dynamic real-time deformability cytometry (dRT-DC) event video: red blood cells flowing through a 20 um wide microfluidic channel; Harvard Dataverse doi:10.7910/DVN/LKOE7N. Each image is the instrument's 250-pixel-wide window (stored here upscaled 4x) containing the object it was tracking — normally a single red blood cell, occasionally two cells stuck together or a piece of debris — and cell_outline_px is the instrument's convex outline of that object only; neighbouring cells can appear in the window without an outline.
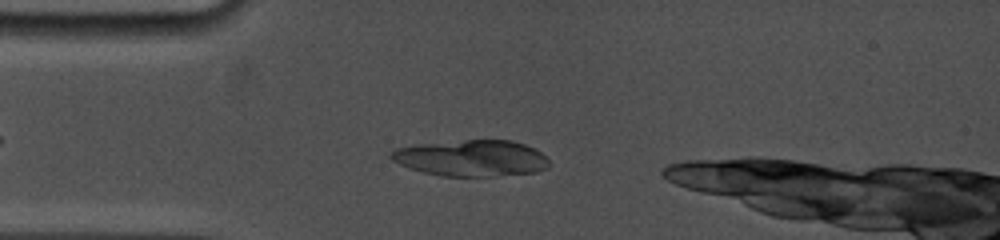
{"species": "common noctule bat (a hibernating species)", "species_latin": "Nyctalus noctula", "temperature_condition": "cold", "stored_images_in_passage": 16, "camera_frame_rate_fps": 5000, "um_per_image_px": 0.085, "animal": {"sex": "female", "body_mass_g": 19.0, "forearm_length_mm": 53.3}, "frame": {"image": 1, "passage_image": 14, "time_ms": 2.2, "image_size_px": [1000, 240], "cell_outline_px": [[548, 168], [536, 172], [492, 176], [440, 176], [408, 168], [392, 160], [388, 156], [388, 152], [396, 148], [420, 144], [464, 140], [512, 140], [536, 148], [548, 160]], "centroid_in_image_um": [40.05, 13.44], "position_along_channel_um": 45.0, "area_um2": 33.47}}